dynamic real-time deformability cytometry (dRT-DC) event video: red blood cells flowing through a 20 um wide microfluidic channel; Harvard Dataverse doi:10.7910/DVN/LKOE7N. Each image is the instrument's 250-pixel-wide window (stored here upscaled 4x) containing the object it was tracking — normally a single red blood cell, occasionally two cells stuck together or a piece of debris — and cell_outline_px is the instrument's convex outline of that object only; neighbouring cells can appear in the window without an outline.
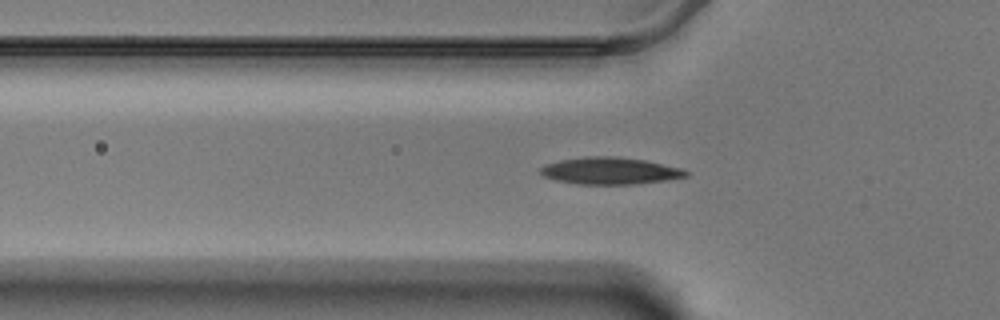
{"species": "Egyptian fruit bat (a non-hibernating species)", "species_latin": "Rousettus aegyptiacus", "temperature_condition": "warm", "stored_images_in_passage": 59, "camera_frame_rate_fps": 3000, "um_per_image_px": 0.085, "animal": {"sex": "male"}, "frame": {"image": 1, "passage_image": 19, "time_ms": 6.0, "image_size_px": [1000, 320], "cell_outline_px": [[688, 176], [668, 180], [636, 184], [576, 184], [556, 180], [544, 176], [540, 172], [540, 168], [548, 164], [560, 160], [584, 156], [616, 156], [644, 160], [680, 168], [688, 172]], "centroid_in_image_um": [51.85, 14.52], "position_along_channel_um": 73.9, "area_um2": 22.77}}
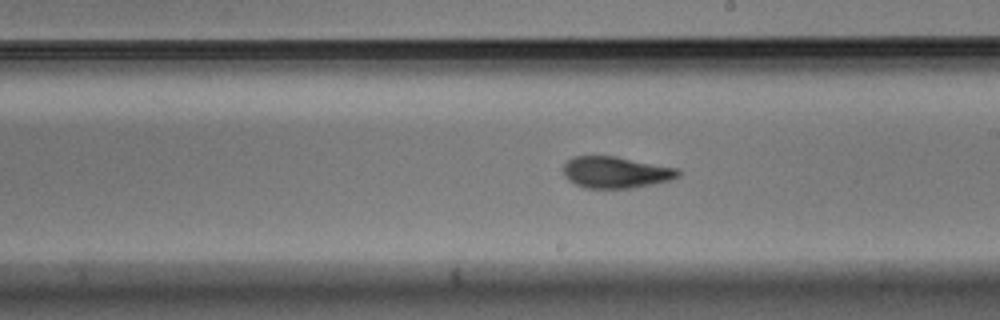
{"frame": {"image": 2, "passage_image": 33, "time_ms": 10.667, "image_size_px": [1000, 320], "cell_outline_px": [[680, 176], [668, 180], [652, 184], [632, 188], [584, 188], [568, 180], [564, 176], [564, 164], [572, 156], [616, 156], [680, 168]], "centroid_in_image_um": [52.35, 14.64], "position_along_channel_um": 236.6, "area_um2": 21.21}}
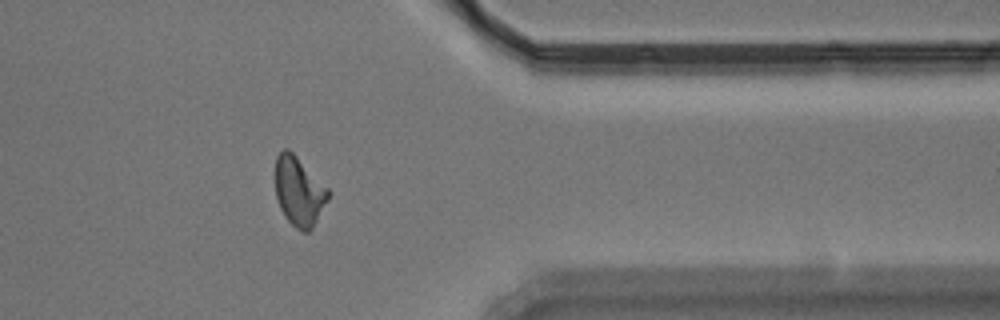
{"frame": {"image": 3, "passage_image": 47, "time_ms": 15.333, "image_size_px": [1000, 320], "cell_outline_px": [[332, 192], [328, 200], [312, 228], [308, 232], [304, 232], [296, 228], [284, 216], [280, 208], [276, 196], [276, 156], [284, 148], [288, 148]], "centroid_in_image_um": [25.43, 16.27], "position_along_channel_um": 386.0, "area_um2": 21.15}, "authors_computed_cell_mechanics": {"area_um2": 21.0392, "velocity_mm_per_s": 3.4723, "shape_relaxation_time_tau1_ms": 10.377, "shape_relaxation_time_tau2_ms": 3.5046, "deformation_change_tau1": 0.2481, "deformation_change_tau2": 0.082}}